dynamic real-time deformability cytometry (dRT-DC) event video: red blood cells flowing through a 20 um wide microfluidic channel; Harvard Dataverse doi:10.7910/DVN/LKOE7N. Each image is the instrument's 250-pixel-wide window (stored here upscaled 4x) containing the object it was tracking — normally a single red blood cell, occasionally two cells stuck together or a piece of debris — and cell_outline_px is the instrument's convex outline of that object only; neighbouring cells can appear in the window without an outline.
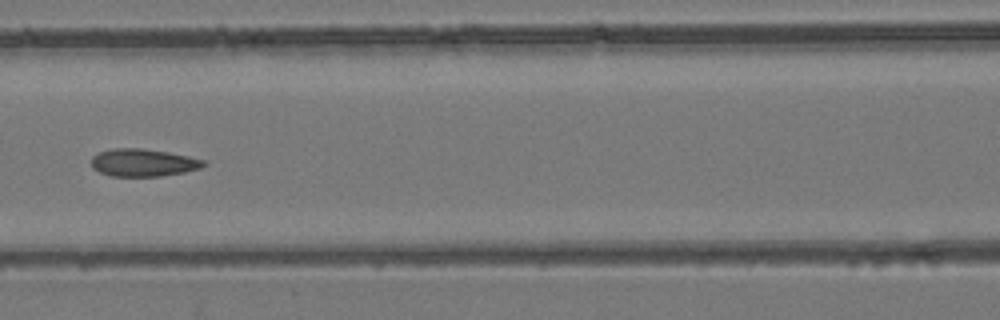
{"species": "common noctule bat (a hibernating species)", "species_latin": "Nyctalus noctula", "temperature_condition": "room temperature", "stored_images_in_passage": 10, "camera_frame_rate_fps": 3000, "um_per_image_px": 0.085, "animal": {"sex": "female", "body_mass_g": 24.6, "forearm_length_mm": 56.2}, "frame": {"image": 1, "passage_image": 7, "time_ms": 2.0, "image_size_px": [1000, 320], "cell_outline_px": [[208, 164], [200, 168], [184, 172], [160, 176], [112, 176], [100, 172], [92, 168], [92, 156], [100, 152], [112, 148], [144, 148], [168, 152], [208, 160]], "centroid_in_image_um": [12.21, 13.82], "position_along_channel_um": 154.4, "area_um2": 18.15}}
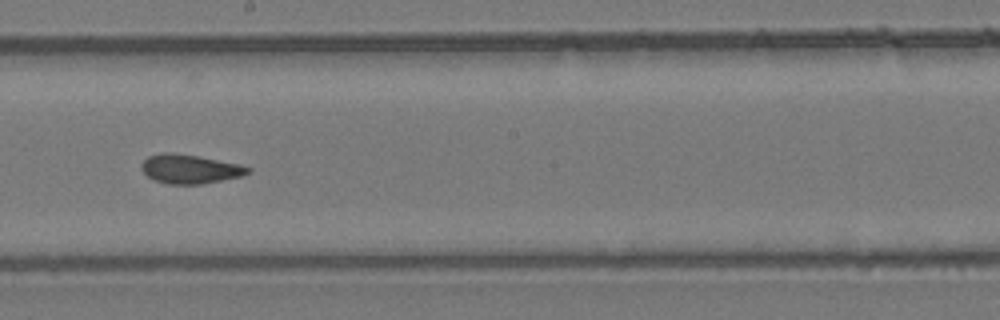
{"frame": {"image": 2, "passage_image": 9, "time_ms": 2.667, "image_size_px": [1000, 320], "cell_outline_px": [[252, 172], [240, 176], [200, 184], [168, 184], [152, 180], [140, 168], [140, 164], [148, 156], [160, 152], [172, 152], [196, 156], [240, 164], [252, 168]], "centroid_in_image_um": [16.11, 14.36], "position_along_channel_um": 232.1, "area_um2": 18.03}}
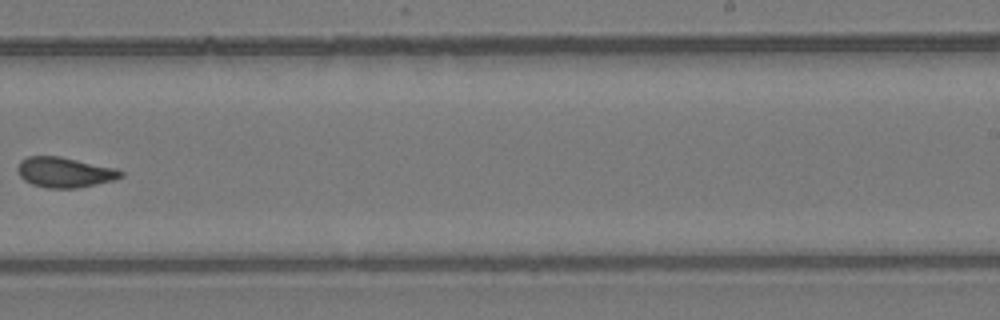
{"frame": {"image": 3, "passage_image": 10, "time_ms": 3.0, "image_size_px": [1000, 320], "cell_outline_px": [[124, 176], [112, 180], [76, 188], [48, 188], [32, 184], [24, 180], [20, 176], [16, 168], [20, 160], [28, 156], [60, 156], [116, 168], [124, 172]], "centroid_in_image_um": [5.47, 14.63], "position_along_channel_um": 283.5, "area_um2": 18.15}}